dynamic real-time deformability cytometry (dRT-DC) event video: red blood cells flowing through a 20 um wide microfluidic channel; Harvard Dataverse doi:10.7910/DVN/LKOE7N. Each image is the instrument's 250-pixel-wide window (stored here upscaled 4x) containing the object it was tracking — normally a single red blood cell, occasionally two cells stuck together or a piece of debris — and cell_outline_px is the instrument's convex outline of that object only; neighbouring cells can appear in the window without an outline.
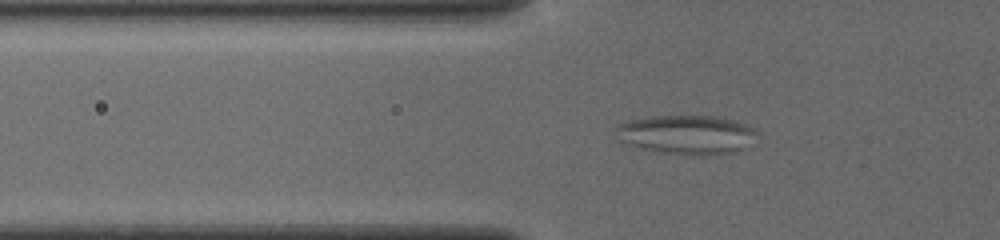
{"species": "common noctule bat (a hibernating species)", "species_latin": "Nyctalus noctula", "temperature_condition": "cold", "stored_images_in_passage": 53, "camera_frame_rate_fps": 3000, "um_per_image_px": 0.085, "animal": {"sex": "female", "body_mass_g": 19.5, "forearm_length_mm": 54.1}, "frame": {"image": 1, "passage_image": 22, "time_ms": 7.0, "image_size_px": [1000, 240], "cell_outline_px": [[756, 132], [740, 148], [732, 152], [704, 156], [700, 156], [656, 152], [640, 148], [616, 140], [616, 128], [620, 124], [632, 120], [652, 116], [716, 116], [732, 120], [744, 124], [752, 128]], "centroid_in_image_um": [58.24, 11.45], "position_along_channel_um": 67.6, "area_um2": 31.62}}
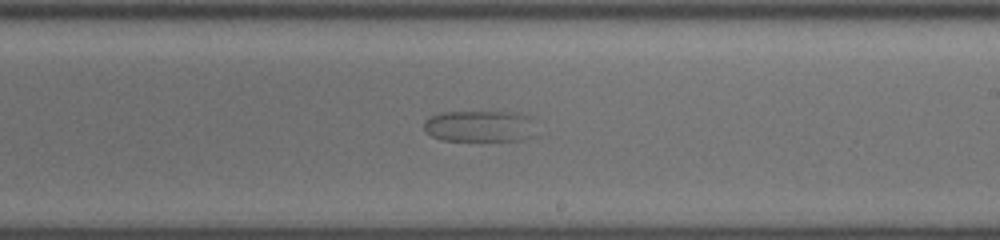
{"frame": {"image": 2, "passage_image": 37, "time_ms": 12.0, "image_size_px": [1000, 240], "cell_outline_px": [[532, 116], [528, 136], [524, 140], [440, 140], [424, 132], [424, 120], [440, 112], [520, 112]], "centroid_in_image_um": [40.68, 10.71], "position_along_channel_um": 248.3, "area_um2": 20.29}}
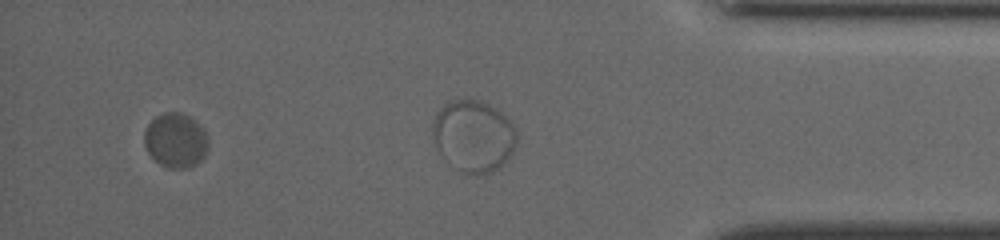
{"frame": {"image": 3, "passage_image": 50, "time_ms": 16.333, "image_size_px": [1000, 240], "cell_outline_px": [[208, 148], [204, 156], [196, 164], [188, 168], [168, 168], [160, 164], [148, 152], [144, 144], [144, 132], [148, 124], [156, 116], [164, 112], [180, 112], [188, 116], [200, 124], [204, 128], [208, 136]], "centroid_in_image_um": [14.95, 11.92], "position_along_channel_um": 420.3, "area_um2": 20.46}}